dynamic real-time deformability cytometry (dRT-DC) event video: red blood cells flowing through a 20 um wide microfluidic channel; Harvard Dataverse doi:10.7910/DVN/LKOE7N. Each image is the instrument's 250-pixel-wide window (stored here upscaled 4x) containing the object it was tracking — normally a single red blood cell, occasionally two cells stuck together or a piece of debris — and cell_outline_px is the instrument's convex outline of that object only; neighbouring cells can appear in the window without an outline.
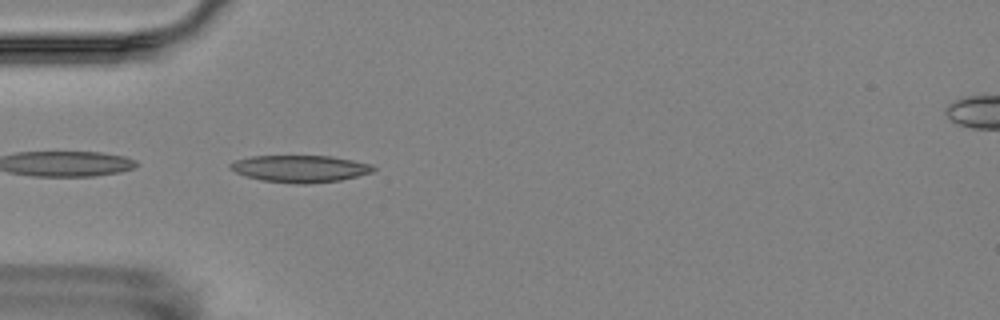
{"species": "Egyptian fruit bat (a non-hibernating species)", "species_latin": "Rousettus aegyptiacus", "temperature_condition": "room temperature", "stored_images_in_passage": 5, "camera_frame_rate_fps": 3000, "um_per_image_px": 0.085, "animal": {"sex": "female"}, "frame": {"image": 1, "passage_image": 5, "time_ms": 4.667, "image_size_px": [1000, 320], "cell_outline_px": [[376, 168], [372, 172], [340, 180], [308, 184], [300, 184], [264, 180], [248, 176], [236, 172], [228, 168], [228, 164], [236, 160], [252, 156], [328, 156], [352, 160], [372, 164]], "centroid_in_image_um": [25.51, 14.33], "position_along_channel_um": 59.5, "area_um2": 22.25}}